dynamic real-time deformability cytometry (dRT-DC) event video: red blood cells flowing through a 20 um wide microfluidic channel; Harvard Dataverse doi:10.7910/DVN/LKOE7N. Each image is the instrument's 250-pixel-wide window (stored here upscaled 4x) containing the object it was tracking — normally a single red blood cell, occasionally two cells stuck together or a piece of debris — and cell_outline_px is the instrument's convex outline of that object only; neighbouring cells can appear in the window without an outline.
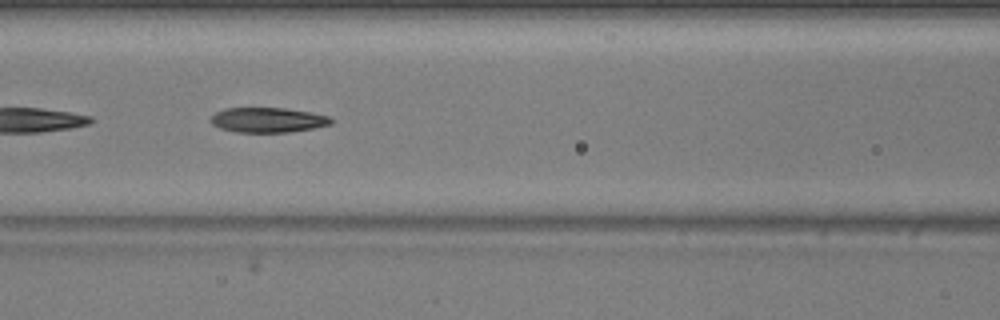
{"species": "common noctule bat (a hibernating species)", "species_latin": "Nyctalus noctula", "temperature_condition": "warm", "stored_images_in_passage": 37, "camera_frame_rate_fps": 3000, "um_per_image_px": 0.085, "animal": {"sex": "male", "body_mass_g": 20.5, "forearm_length_mm": 52.5}, "frame": {"image": 1, "passage_image": 11, "time_ms": 3.333, "image_size_px": [1000, 320], "cell_outline_px": [[332, 124], [312, 128], [288, 132], [236, 132], [220, 128], [212, 124], [208, 120], [216, 112], [224, 108], [284, 108], [308, 112], [328, 116], [332, 120]], "centroid_in_image_um": [22.71, 10.2], "position_along_channel_um": 143.9, "area_um2": 17.34}, "authors_computed_cell_mechanics": {"area_um2": 18.0336, "velocity_mm_per_s": 3.7327, "shape_relaxation_time_tau1_ms": 10.5063, "shape_relaxation_time_tau2_ms": 2.6044, "deformation_change_tau1": 0.265, "deformation_change_tau2": 0.1054}}